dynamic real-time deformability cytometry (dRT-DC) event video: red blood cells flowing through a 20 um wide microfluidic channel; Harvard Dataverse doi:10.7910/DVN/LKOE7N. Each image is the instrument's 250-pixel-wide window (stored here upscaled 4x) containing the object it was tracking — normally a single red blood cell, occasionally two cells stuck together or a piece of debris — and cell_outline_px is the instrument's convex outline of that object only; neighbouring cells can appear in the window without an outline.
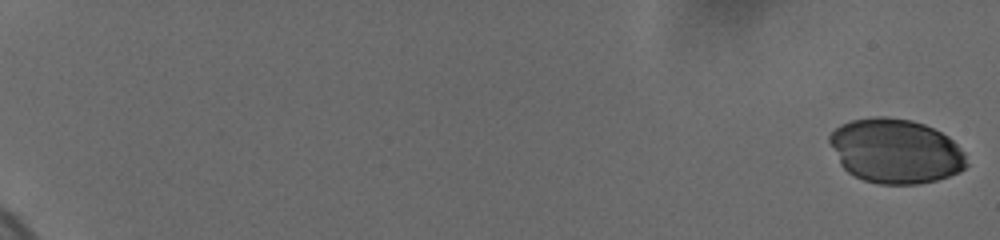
{"species": "human", "species_latin": "Homo sapiens", "temperature_condition": "cold", "stored_images_in_passage": 19, "camera_frame_rate_fps": 3000, "um_per_image_px": 0.085, "donor": {"sex": "female"}, "frame": {"image": 1, "passage_image": 1, "time_ms": 0.0, "image_size_px": [1000, 240], "cell_outline_px": [[968, 164], [960, 172], [936, 180], [920, 184], [880, 184], [864, 180], [848, 172], [840, 164], [828, 140], [828, 136], [840, 124], [852, 120], [876, 116], [884, 116], [912, 120], [924, 124], [948, 136], [964, 152]], "centroid_in_image_um": [76.12, 12.84], "position_along_channel_um": 8.9, "area_um2": 51.5}}